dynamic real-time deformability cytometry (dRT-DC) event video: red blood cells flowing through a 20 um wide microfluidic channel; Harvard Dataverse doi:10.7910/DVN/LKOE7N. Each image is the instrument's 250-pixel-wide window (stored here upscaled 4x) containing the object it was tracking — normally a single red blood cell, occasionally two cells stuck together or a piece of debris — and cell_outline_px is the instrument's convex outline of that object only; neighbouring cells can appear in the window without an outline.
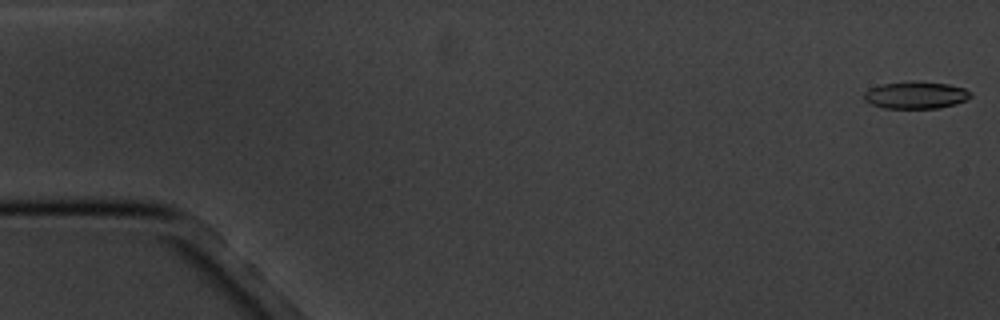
{"species": "common noctule bat (a hibernating species)", "species_latin": "Nyctalus noctula", "temperature_condition": "cold", "stored_images_in_passage": 7, "camera_frame_rate_fps": 3000, "um_per_image_px": 0.085, "animal": {"sex": "male", "body_mass_g": 20.1, "forearm_length_mm": 53.5}, "frame": {"image": 1, "passage_image": 1, "time_ms": 0.0, "image_size_px": [1000, 320], "cell_outline_px": [[972, 96], [956, 104], [940, 108], [884, 108], [872, 104], [864, 100], [864, 92], [868, 88], [884, 84], [948, 84], [964, 88], [972, 92]], "centroid_in_image_um": [77.85, 8.13], "position_along_channel_um": 7.2, "area_um2": 16.07}}
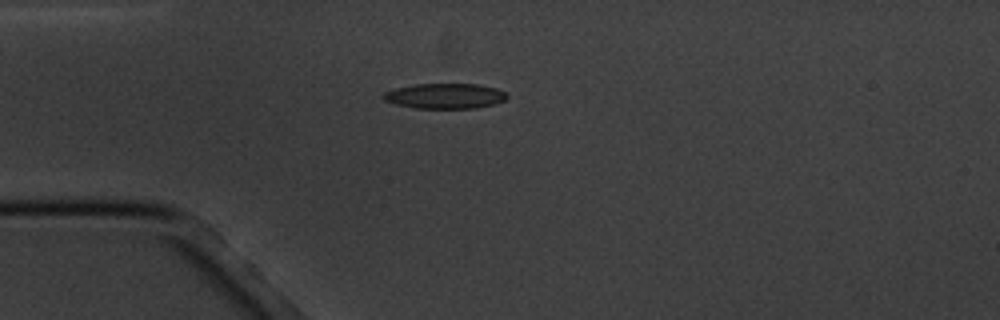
{"frame": {"image": 2, "passage_image": 5, "time_ms": 4.667, "image_size_px": [1000, 320], "cell_outline_px": [[508, 96], [504, 100], [496, 104], [476, 108], [412, 108], [396, 104], [384, 100], [380, 96], [384, 92], [396, 88], [416, 84], [480, 84], [496, 88], [504, 92]], "centroid_in_image_um": [37.81, 8.16], "position_along_channel_um": 47.2, "area_um2": 18.26}}
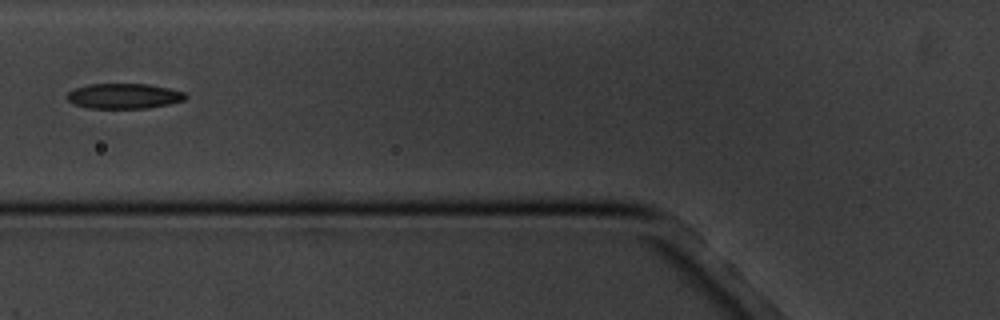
{"frame": {"image": 3, "passage_image": 7, "time_ms": 7.0, "image_size_px": [1000, 320], "cell_outline_px": [[188, 96], [184, 100], [168, 104], [148, 108], [88, 108], [76, 104], [68, 100], [64, 96], [68, 92], [76, 88], [88, 84], [148, 84], [168, 88], [184, 92]], "centroid_in_image_um": [10.53, 8.16], "position_along_channel_um": 115.3, "area_um2": 17.34}}